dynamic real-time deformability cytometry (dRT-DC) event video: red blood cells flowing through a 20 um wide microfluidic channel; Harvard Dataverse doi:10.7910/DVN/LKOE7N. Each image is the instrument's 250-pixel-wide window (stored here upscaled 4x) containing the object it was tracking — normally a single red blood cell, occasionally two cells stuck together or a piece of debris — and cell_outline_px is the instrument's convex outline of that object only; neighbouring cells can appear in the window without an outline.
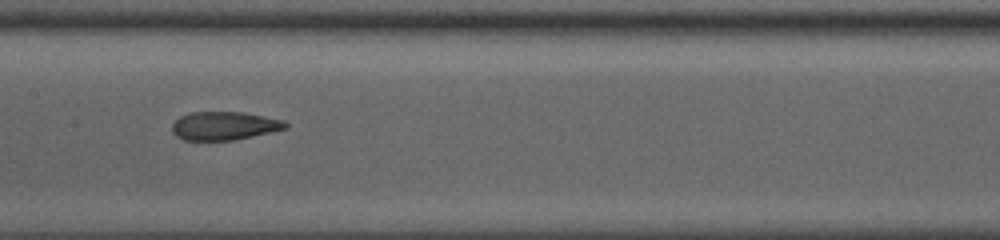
{"species": "common noctule bat (a hibernating species)", "species_latin": "Nyctalus noctula", "temperature_condition": "room temperature", "stored_images_in_passage": 19, "camera_frame_rate_fps": 3000, "um_per_image_px": 0.085, "animal": {"sex": "male", "body_mass_g": 13.0, "forearm_length_mm": 53.1}, "frame": {"image": 1, "passage_image": 11, "time_ms": 3.333, "image_size_px": [1000, 240], "cell_outline_px": [[288, 128], [252, 136], [232, 140], [184, 140], [176, 136], [172, 132], [172, 124], [180, 116], [188, 112], [244, 112], [284, 120], [288, 124]], "centroid_in_image_um": [19.05, 10.69], "position_along_channel_um": 188.4, "area_um2": 18.79}}
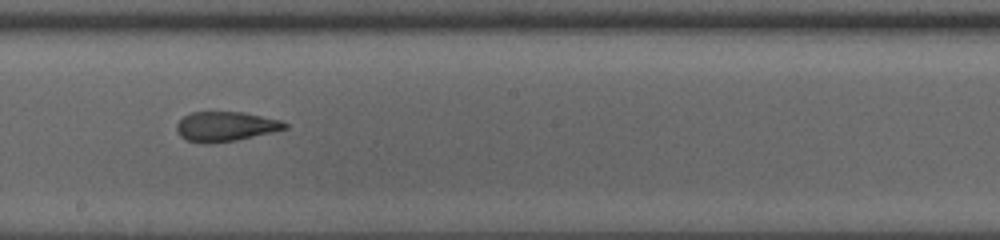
{"frame": {"image": 2, "passage_image": 14, "time_ms": 4.333, "image_size_px": [1000, 240], "cell_outline_px": [[288, 128], [272, 132], [236, 140], [208, 144], [204, 144], [188, 140], [180, 136], [176, 128], [176, 124], [184, 116], [192, 112], [240, 112], [280, 120], [288, 124]], "centroid_in_image_um": [19.15, 10.76], "position_along_channel_um": 229.0, "area_um2": 18.55}}